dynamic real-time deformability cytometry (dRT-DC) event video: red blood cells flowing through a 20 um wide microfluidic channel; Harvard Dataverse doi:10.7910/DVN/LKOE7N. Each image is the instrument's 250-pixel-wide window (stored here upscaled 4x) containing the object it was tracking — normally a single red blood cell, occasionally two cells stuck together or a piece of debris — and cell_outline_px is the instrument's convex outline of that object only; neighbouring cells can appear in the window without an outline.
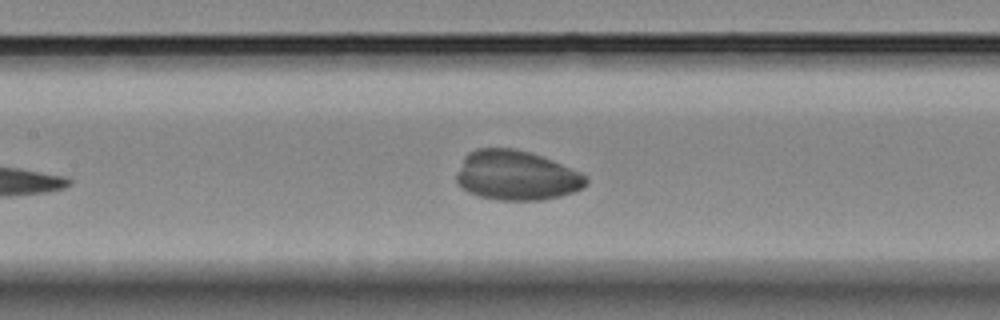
{"species": "Egyptian fruit bat (a non-hibernating species)", "species_latin": "Rousettus aegyptiacus", "temperature_condition": "room temperature", "stored_images_in_passage": 34, "camera_frame_rate_fps": 3000, "um_per_image_px": 0.085, "animal": {"sex": "female"}, "frame": {"image": 1, "passage_image": 12, "time_ms": 3.667, "image_size_px": [1000, 320], "cell_outline_px": [[588, 184], [584, 188], [560, 196], [540, 200], [500, 200], [480, 196], [468, 192], [456, 180], [456, 176], [464, 156], [468, 152], [476, 148], [516, 148], [552, 160], [580, 172], [588, 176]], "centroid_in_image_um": [43.91, 14.91], "position_along_channel_um": 163.5, "area_um2": 37.45}}
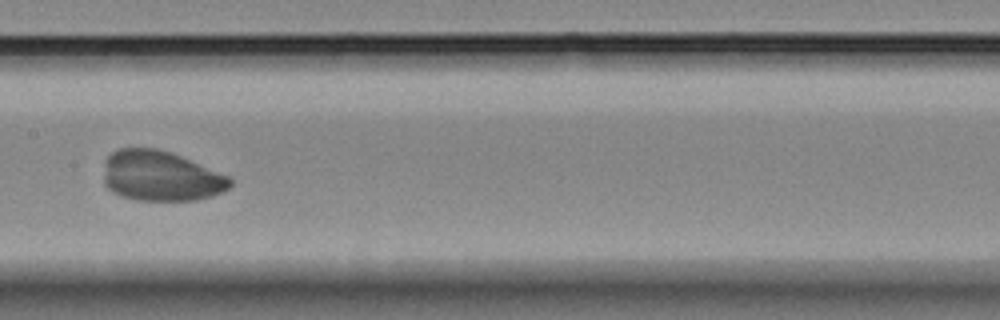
{"frame": {"image": 2, "passage_image": 14, "time_ms": 4.333, "image_size_px": [1000, 320], "cell_outline_px": [[232, 184], [228, 188], [212, 196], [196, 200], [136, 200], [120, 196], [112, 192], [104, 184], [104, 160], [112, 152], [120, 148], [156, 148], [172, 152], [228, 176], [232, 180]], "centroid_in_image_um": [13.63, 14.96], "position_along_channel_um": 193.8, "area_um2": 37.11}}
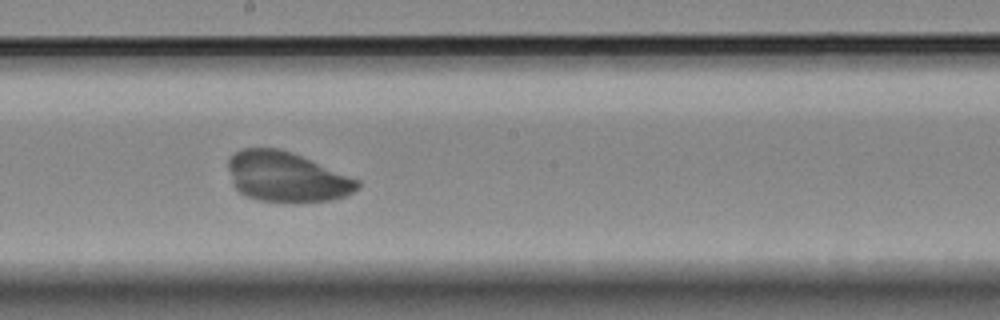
{"frame": {"image": 3, "passage_image": 16, "time_ms": 5.0, "image_size_px": [1000, 320], "cell_outline_px": [[360, 188], [344, 196], [332, 200], [292, 204], [260, 200], [248, 196], [240, 192], [232, 184], [228, 168], [228, 160], [236, 152], [244, 148], [280, 148], [292, 152], [360, 180]], "centroid_in_image_um": [24.37, 15.06], "position_along_channel_um": 223.8, "area_um2": 38.03}}